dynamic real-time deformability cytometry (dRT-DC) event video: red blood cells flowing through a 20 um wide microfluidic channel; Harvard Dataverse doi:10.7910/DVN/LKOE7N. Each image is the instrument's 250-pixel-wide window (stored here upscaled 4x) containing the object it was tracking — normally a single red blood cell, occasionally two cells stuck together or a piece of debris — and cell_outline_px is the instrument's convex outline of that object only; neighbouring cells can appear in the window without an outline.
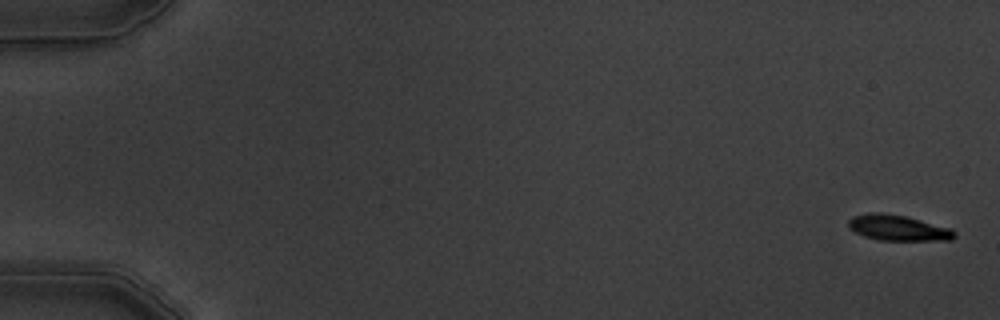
{"species": "common noctule bat (a hibernating species)", "species_latin": "Nyctalus noctula", "temperature_condition": "warm", "stored_images_in_passage": 7, "camera_frame_rate_fps": 3000, "um_per_image_px": 0.085, "animal": {"sex": "male", "body_mass_g": 19.5, "forearm_length_mm": 54.6}, "frame": {"image": 1, "passage_image": 1, "time_ms": 0.0, "image_size_px": [1000, 320], "cell_outline_px": [[956, 236], [952, 240], [880, 240], [864, 236], [848, 228], [848, 220], [852, 216], [868, 212], [880, 212], [908, 216], [952, 228], [956, 232]], "centroid_in_image_um": [76.35, 19.35], "position_along_channel_um": 8.7, "area_um2": 16.13}}
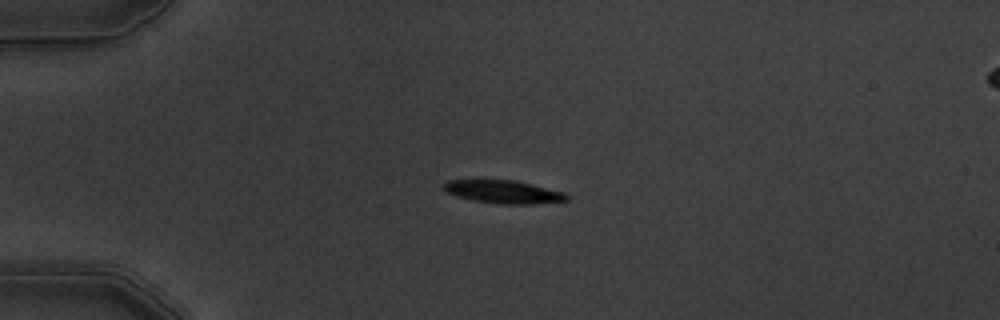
{"frame": {"image": 2, "passage_image": 5, "time_ms": 4.333, "image_size_px": [1000, 320], "cell_outline_px": [[568, 200], [532, 204], [500, 204], [472, 200], [456, 196], [444, 192], [444, 184], [448, 180], [516, 180], [564, 192], [568, 196]], "centroid_in_image_um": [42.77, 16.31], "position_along_channel_um": 42.2, "area_um2": 16.47}}